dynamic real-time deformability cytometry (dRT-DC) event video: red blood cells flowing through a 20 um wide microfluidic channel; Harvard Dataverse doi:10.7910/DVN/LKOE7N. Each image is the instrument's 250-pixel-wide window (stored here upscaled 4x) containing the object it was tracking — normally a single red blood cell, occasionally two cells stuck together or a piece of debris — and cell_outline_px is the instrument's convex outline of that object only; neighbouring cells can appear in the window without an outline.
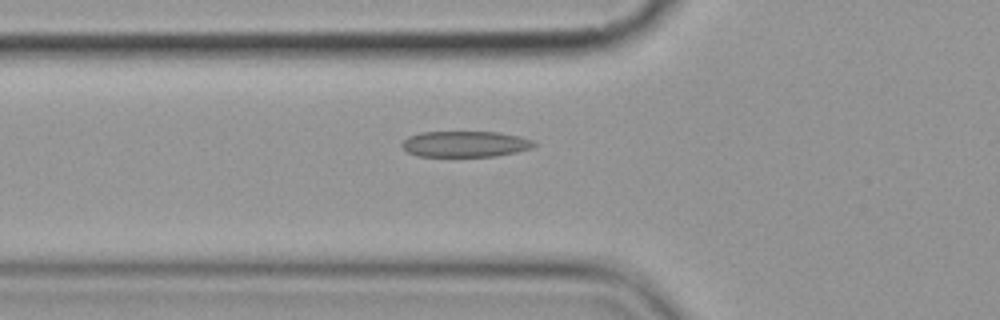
{"species": "common noctule bat (a hibernating species)", "species_latin": "Nyctalus noctula", "temperature_condition": "cold", "stored_images_in_passage": 3, "camera_frame_rate_fps": 3000, "um_per_image_px": 0.085, "animal": {"sex": "female", "body_mass_g": 19.9}, "frame": {"image": 1, "passage_image": 3, "time_ms": 2.333, "image_size_px": [1000, 320], "cell_outline_px": [[536, 144], [532, 148], [516, 152], [496, 156], [416, 156], [408, 152], [400, 144], [408, 136], [420, 132], [500, 132], [520, 136], [536, 140]], "centroid_in_image_um": [39.57, 12.23], "position_along_channel_um": 86.2, "area_um2": 20.11}}